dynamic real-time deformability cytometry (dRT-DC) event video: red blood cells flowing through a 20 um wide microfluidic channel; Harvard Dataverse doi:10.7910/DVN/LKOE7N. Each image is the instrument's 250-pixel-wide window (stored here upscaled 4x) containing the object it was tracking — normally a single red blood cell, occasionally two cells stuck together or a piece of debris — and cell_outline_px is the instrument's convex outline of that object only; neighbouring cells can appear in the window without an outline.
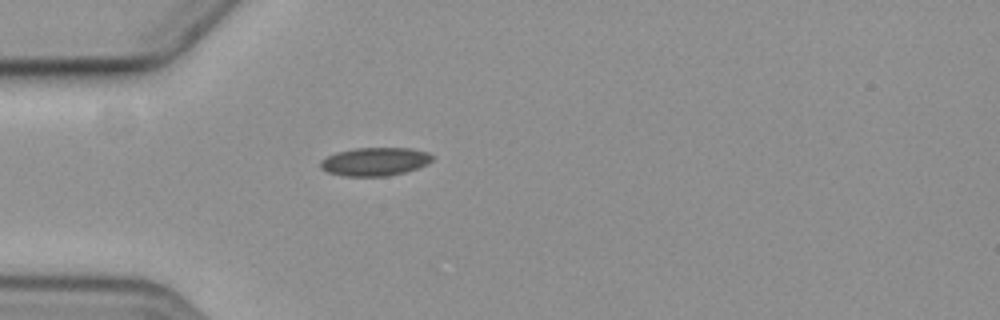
{"species": "common noctule bat (a hibernating species)", "species_latin": "Nyctalus noctula", "temperature_condition": "cold", "stored_images_in_passage": 1, "camera_frame_rate_fps": 3000, "um_per_image_px": 0.085, "animal": {"sex": "female", "body_mass_g": 19.3, "forearm_length_mm": 54.1}, "frame": {"image": 1, "passage_image": 1, "time_ms": 0.0, "image_size_px": [1000, 320], "cell_outline_px": [[432, 160], [428, 164], [404, 172], [388, 176], [344, 176], [328, 172], [320, 168], [320, 160], [336, 152], [356, 148], [412, 148], [428, 152], [432, 156]], "centroid_in_image_um": [31.86, 13.73], "position_along_channel_um": 53.1, "area_um2": 18.44}}